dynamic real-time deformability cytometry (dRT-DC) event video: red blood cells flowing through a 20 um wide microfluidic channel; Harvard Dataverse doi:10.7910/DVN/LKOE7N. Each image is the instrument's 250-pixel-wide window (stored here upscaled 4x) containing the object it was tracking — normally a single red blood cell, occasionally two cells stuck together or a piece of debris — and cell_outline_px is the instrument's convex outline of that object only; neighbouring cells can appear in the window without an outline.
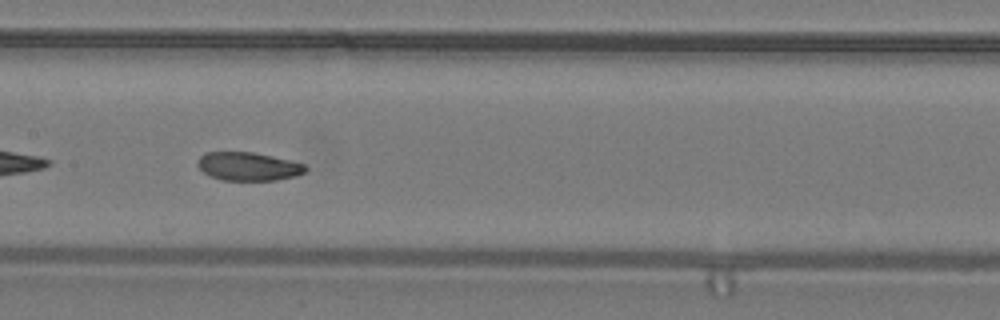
{"species": "common noctule bat (a hibernating species)", "species_latin": "Nyctalus noctula", "temperature_condition": "warm", "stored_images_in_passage": 34, "camera_frame_rate_fps": 3000, "um_per_image_px": 0.085, "animal": {"sex": "male", "body_mass_g": 19.2, "forearm_length_mm": 51.8}, "frame": {"image": 1, "passage_image": 10, "time_ms": 3.0, "image_size_px": [1000, 320], "cell_outline_px": [[308, 168], [304, 172], [296, 176], [276, 180], [220, 180], [208, 176], [196, 164], [196, 160], [204, 152], [252, 152], [272, 156], [304, 164]], "centroid_in_image_um": [21.06, 14.15], "position_along_channel_um": 186.3, "area_um2": 17.92}, "authors_computed_cell_mechanics": {"area_um2": 18.9873, "velocity_mm_per_s": 4.2632, "shape_relaxation_time_tau1_ms": 3.2702, "shape_relaxation_time_tau2_ms": 1.7705, "deformation_change_tau1": 0.1296, "deformation_change_tau2": 0.0652}}